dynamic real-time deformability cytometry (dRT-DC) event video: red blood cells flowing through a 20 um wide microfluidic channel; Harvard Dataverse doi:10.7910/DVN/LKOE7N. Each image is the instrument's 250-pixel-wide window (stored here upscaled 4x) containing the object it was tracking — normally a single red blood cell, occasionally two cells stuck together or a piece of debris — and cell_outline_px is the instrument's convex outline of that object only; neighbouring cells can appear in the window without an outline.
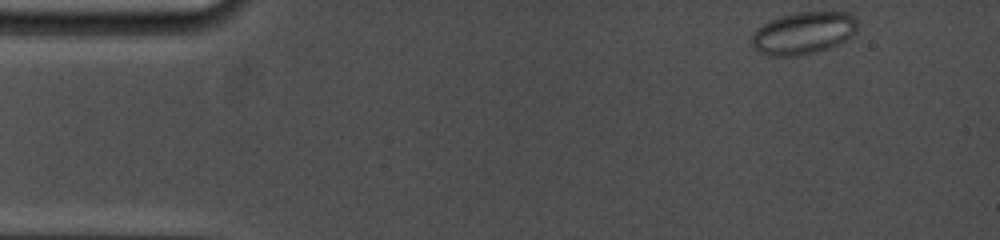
{"species": "common noctule bat (a hibernating species)", "species_latin": "Nyctalus noctula", "temperature_condition": "cold", "stored_images_in_passage": 44, "camera_frame_rate_fps": 5000, "um_per_image_px": 0.085, "animal": {"sex": "female", "body_mass_g": 19.0, "forearm_length_mm": 53.3}, "frame": {"image": 1, "passage_image": 1, "time_ms": 0.0, "image_size_px": [1000, 240], "cell_outline_px": [[856, 32], [852, 36], [840, 44], [828, 48], [796, 56], [768, 56], [752, 48], [752, 32], [756, 28], [768, 20], [780, 16], [800, 12], [848, 12], [856, 16]], "centroid_in_image_um": [68.27, 2.8], "position_along_channel_um": 16.7, "area_um2": 26.3}}
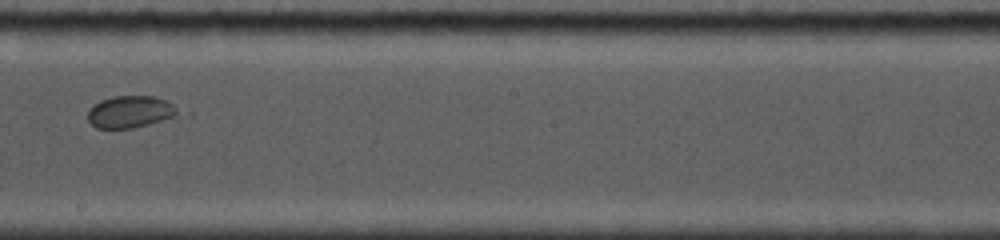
{"frame": {"image": 2, "passage_image": 17, "time_ms": 8.4, "image_size_px": [1000, 240], "cell_outline_px": [[180, 112], [176, 116], [148, 124], [132, 128], [96, 128], [88, 120], [88, 108], [92, 104], [100, 100], [112, 96], [156, 96], [172, 104]], "centroid_in_image_um": [11.03, 9.49], "position_along_channel_um": 237.2, "area_um2": 16.82}}
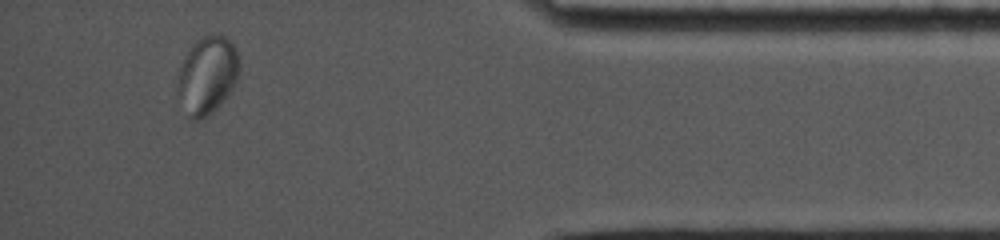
{"frame": {"image": 3, "passage_image": 39, "time_ms": 14.0, "image_size_px": [1000, 240], "cell_outline_px": [[240, 72], [236, 84], [224, 100], [208, 116], [200, 120], [192, 120], [188, 116], [180, 96], [176, 80], [176, 76], [180, 64], [184, 56], [192, 44], [200, 36], [216, 32], [228, 36], [236, 48], [240, 60]], "centroid_in_image_um": [17.65, 6.32], "position_along_channel_um": 417.5, "area_um2": 28.73}}